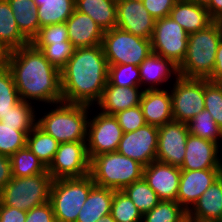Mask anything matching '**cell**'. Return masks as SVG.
<instances>
[{"mask_svg": "<svg viewBox=\"0 0 222 222\" xmlns=\"http://www.w3.org/2000/svg\"><path fill=\"white\" fill-rule=\"evenodd\" d=\"M12 178L11 159L8 156L0 155V191Z\"/></svg>", "mask_w": 222, "mask_h": 222, "instance_id": "obj_47", "label": "cell"}, {"mask_svg": "<svg viewBox=\"0 0 222 222\" xmlns=\"http://www.w3.org/2000/svg\"><path fill=\"white\" fill-rule=\"evenodd\" d=\"M10 159L12 177H31L48 173L46 166L27 146L16 151Z\"/></svg>", "mask_w": 222, "mask_h": 222, "instance_id": "obj_31", "label": "cell"}, {"mask_svg": "<svg viewBox=\"0 0 222 222\" xmlns=\"http://www.w3.org/2000/svg\"><path fill=\"white\" fill-rule=\"evenodd\" d=\"M26 146L48 168L58 150L59 142L36 125L27 135Z\"/></svg>", "mask_w": 222, "mask_h": 222, "instance_id": "obj_30", "label": "cell"}, {"mask_svg": "<svg viewBox=\"0 0 222 222\" xmlns=\"http://www.w3.org/2000/svg\"><path fill=\"white\" fill-rule=\"evenodd\" d=\"M7 56H8V52L0 44V66H3L6 64Z\"/></svg>", "mask_w": 222, "mask_h": 222, "instance_id": "obj_50", "label": "cell"}, {"mask_svg": "<svg viewBox=\"0 0 222 222\" xmlns=\"http://www.w3.org/2000/svg\"><path fill=\"white\" fill-rule=\"evenodd\" d=\"M108 82L119 87L141 86L139 67L133 64L108 65Z\"/></svg>", "mask_w": 222, "mask_h": 222, "instance_id": "obj_39", "label": "cell"}, {"mask_svg": "<svg viewBox=\"0 0 222 222\" xmlns=\"http://www.w3.org/2000/svg\"><path fill=\"white\" fill-rule=\"evenodd\" d=\"M138 67L144 90L164 89L161 86L179 77L178 66L173 61L153 52Z\"/></svg>", "mask_w": 222, "mask_h": 222, "instance_id": "obj_19", "label": "cell"}, {"mask_svg": "<svg viewBox=\"0 0 222 222\" xmlns=\"http://www.w3.org/2000/svg\"><path fill=\"white\" fill-rule=\"evenodd\" d=\"M204 100L207 110L216 124L222 129V83L204 79Z\"/></svg>", "mask_w": 222, "mask_h": 222, "instance_id": "obj_40", "label": "cell"}, {"mask_svg": "<svg viewBox=\"0 0 222 222\" xmlns=\"http://www.w3.org/2000/svg\"><path fill=\"white\" fill-rule=\"evenodd\" d=\"M190 1L196 3L200 6H203V7H207L211 2V0H190Z\"/></svg>", "mask_w": 222, "mask_h": 222, "instance_id": "obj_52", "label": "cell"}, {"mask_svg": "<svg viewBox=\"0 0 222 222\" xmlns=\"http://www.w3.org/2000/svg\"><path fill=\"white\" fill-rule=\"evenodd\" d=\"M144 166L118 151L103 153L90 159V173L95 185L115 191L143 178Z\"/></svg>", "mask_w": 222, "mask_h": 222, "instance_id": "obj_5", "label": "cell"}, {"mask_svg": "<svg viewBox=\"0 0 222 222\" xmlns=\"http://www.w3.org/2000/svg\"><path fill=\"white\" fill-rule=\"evenodd\" d=\"M182 222H191V219L187 216Z\"/></svg>", "mask_w": 222, "mask_h": 222, "instance_id": "obj_55", "label": "cell"}, {"mask_svg": "<svg viewBox=\"0 0 222 222\" xmlns=\"http://www.w3.org/2000/svg\"><path fill=\"white\" fill-rule=\"evenodd\" d=\"M21 34L31 43L40 30L34 0H8Z\"/></svg>", "mask_w": 222, "mask_h": 222, "instance_id": "obj_27", "label": "cell"}, {"mask_svg": "<svg viewBox=\"0 0 222 222\" xmlns=\"http://www.w3.org/2000/svg\"><path fill=\"white\" fill-rule=\"evenodd\" d=\"M30 43L20 32L8 0H0V44L7 52Z\"/></svg>", "mask_w": 222, "mask_h": 222, "instance_id": "obj_28", "label": "cell"}, {"mask_svg": "<svg viewBox=\"0 0 222 222\" xmlns=\"http://www.w3.org/2000/svg\"><path fill=\"white\" fill-rule=\"evenodd\" d=\"M206 8L214 21L222 17V0H211Z\"/></svg>", "mask_w": 222, "mask_h": 222, "instance_id": "obj_49", "label": "cell"}, {"mask_svg": "<svg viewBox=\"0 0 222 222\" xmlns=\"http://www.w3.org/2000/svg\"><path fill=\"white\" fill-rule=\"evenodd\" d=\"M221 40V30L216 21L203 30L189 34L186 56L178 66L179 76L207 79L215 67V55Z\"/></svg>", "mask_w": 222, "mask_h": 222, "instance_id": "obj_4", "label": "cell"}, {"mask_svg": "<svg viewBox=\"0 0 222 222\" xmlns=\"http://www.w3.org/2000/svg\"><path fill=\"white\" fill-rule=\"evenodd\" d=\"M143 92L141 86L119 87L107 82L95 109L98 108L108 115H115L119 111L140 105Z\"/></svg>", "mask_w": 222, "mask_h": 222, "instance_id": "obj_22", "label": "cell"}, {"mask_svg": "<svg viewBox=\"0 0 222 222\" xmlns=\"http://www.w3.org/2000/svg\"><path fill=\"white\" fill-rule=\"evenodd\" d=\"M111 215L116 222H142V213L123 191H114Z\"/></svg>", "mask_w": 222, "mask_h": 222, "instance_id": "obj_37", "label": "cell"}, {"mask_svg": "<svg viewBox=\"0 0 222 222\" xmlns=\"http://www.w3.org/2000/svg\"><path fill=\"white\" fill-rule=\"evenodd\" d=\"M169 16L188 34L203 30L214 22L206 7L190 0H178Z\"/></svg>", "mask_w": 222, "mask_h": 222, "instance_id": "obj_23", "label": "cell"}, {"mask_svg": "<svg viewBox=\"0 0 222 222\" xmlns=\"http://www.w3.org/2000/svg\"><path fill=\"white\" fill-rule=\"evenodd\" d=\"M6 66L21 100L49 107L62 102L60 70L32 43L8 52Z\"/></svg>", "mask_w": 222, "mask_h": 222, "instance_id": "obj_1", "label": "cell"}, {"mask_svg": "<svg viewBox=\"0 0 222 222\" xmlns=\"http://www.w3.org/2000/svg\"><path fill=\"white\" fill-rule=\"evenodd\" d=\"M181 169L178 166L152 161L143 169V178L160 200H177Z\"/></svg>", "mask_w": 222, "mask_h": 222, "instance_id": "obj_18", "label": "cell"}, {"mask_svg": "<svg viewBox=\"0 0 222 222\" xmlns=\"http://www.w3.org/2000/svg\"><path fill=\"white\" fill-rule=\"evenodd\" d=\"M102 45L74 49L60 70L62 102L95 106L108 82Z\"/></svg>", "mask_w": 222, "mask_h": 222, "instance_id": "obj_2", "label": "cell"}, {"mask_svg": "<svg viewBox=\"0 0 222 222\" xmlns=\"http://www.w3.org/2000/svg\"><path fill=\"white\" fill-rule=\"evenodd\" d=\"M222 174V169L181 170L177 202L188 212Z\"/></svg>", "mask_w": 222, "mask_h": 222, "instance_id": "obj_17", "label": "cell"}, {"mask_svg": "<svg viewBox=\"0 0 222 222\" xmlns=\"http://www.w3.org/2000/svg\"><path fill=\"white\" fill-rule=\"evenodd\" d=\"M114 191L95 185L81 207L76 222H97L101 217L110 214Z\"/></svg>", "mask_w": 222, "mask_h": 222, "instance_id": "obj_25", "label": "cell"}, {"mask_svg": "<svg viewBox=\"0 0 222 222\" xmlns=\"http://www.w3.org/2000/svg\"><path fill=\"white\" fill-rule=\"evenodd\" d=\"M178 0H143L142 3L149 14L155 19L168 17Z\"/></svg>", "mask_w": 222, "mask_h": 222, "instance_id": "obj_44", "label": "cell"}, {"mask_svg": "<svg viewBox=\"0 0 222 222\" xmlns=\"http://www.w3.org/2000/svg\"><path fill=\"white\" fill-rule=\"evenodd\" d=\"M53 178L49 173L31 177H12L0 191V202L9 207L29 211L50 200Z\"/></svg>", "mask_w": 222, "mask_h": 222, "instance_id": "obj_7", "label": "cell"}, {"mask_svg": "<svg viewBox=\"0 0 222 222\" xmlns=\"http://www.w3.org/2000/svg\"><path fill=\"white\" fill-rule=\"evenodd\" d=\"M65 23L69 41L75 49L102 44L104 31L89 15L74 10Z\"/></svg>", "mask_w": 222, "mask_h": 222, "instance_id": "obj_20", "label": "cell"}, {"mask_svg": "<svg viewBox=\"0 0 222 222\" xmlns=\"http://www.w3.org/2000/svg\"><path fill=\"white\" fill-rule=\"evenodd\" d=\"M20 100L11 71L6 64L0 66V120L12 111Z\"/></svg>", "mask_w": 222, "mask_h": 222, "instance_id": "obj_36", "label": "cell"}, {"mask_svg": "<svg viewBox=\"0 0 222 222\" xmlns=\"http://www.w3.org/2000/svg\"><path fill=\"white\" fill-rule=\"evenodd\" d=\"M155 19L140 1H117V27L135 36L151 40Z\"/></svg>", "mask_w": 222, "mask_h": 222, "instance_id": "obj_16", "label": "cell"}, {"mask_svg": "<svg viewBox=\"0 0 222 222\" xmlns=\"http://www.w3.org/2000/svg\"><path fill=\"white\" fill-rule=\"evenodd\" d=\"M34 46L40 49L45 58L59 70L66 65L75 49L70 41Z\"/></svg>", "mask_w": 222, "mask_h": 222, "instance_id": "obj_41", "label": "cell"}, {"mask_svg": "<svg viewBox=\"0 0 222 222\" xmlns=\"http://www.w3.org/2000/svg\"><path fill=\"white\" fill-rule=\"evenodd\" d=\"M188 35L170 16L155 20L151 37L152 52L179 66L186 56Z\"/></svg>", "mask_w": 222, "mask_h": 222, "instance_id": "obj_10", "label": "cell"}, {"mask_svg": "<svg viewBox=\"0 0 222 222\" xmlns=\"http://www.w3.org/2000/svg\"><path fill=\"white\" fill-rule=\"evenodd\" d=\"M191 222H212V221H199V220L191 219Z\"/></svg>", "mask_w": 222, "mask_h": 222, "instance_id": "obj_54", "label": "cell"}, {"mask_svg": "<svg viewBox=\"0 0 222 222\" xmlns=\"http://www.w3.org/2000/svg\"><path fill=\"white\" fill-rule=\"evenodd\" d=\"M189 134L188 125L182 122L172 121L158 127L156 161L180 167Z\"/></svg>", "mask_w": 222, "mask_h": 222, "instance_id": "obj_14", "label": "cell"}, {"mask_svg": "<svg viewBox=\"0 0 222 222\" xmlns=\"http://www.w3.org/2000/svg\"><path fill=\"white\" fill-rule=\"evenodd\" d=\"M30 131H18L17 126L3 125L0 121V155L11 157L26 146Z\"/></svg>", "mask_w": 222, "mask_h": 222, "instance_id": "obj_38", "label": "cell"}, {"mask_svg": "<svg viewBox=\"0 0 222 222\" xmlns=\"http://www.w3.org/2000/svg\"><path fill=\"white\" fill-rule=\"evenodd\" d=\"M27 211L5 206L0 202V222H25Z\"/></svg>", "mask_w": 222, "mask_h": 222, "instance_id": "obj_46", "label": "cell"}, {"mask_svg": "<svg viewBox=\"0 0 222 222\" xmlns=\"http://www.w3.org/2000/svg\"><path fill=\"white\" fill-rule=\"evenodd\" d=\"M95 186L90 175L53 180L50 202L57 222H76L90 190Z\"/></svg>", "mask_w": 222, "mask_h": 222, "instance_id": "obj_6", "label": "cell"}, {"mask_svg": "<svg viewBox=\"0 0 222 222\" xmlns=\"http://www.w3.org/2000/svg\"><path fill=\"white\" fill-rule=\"evenodd\" d=\"M101 45L108 65L139 66L152 52L151 40L135 36L118 27L104 31Z\"/></svg>", "mask_w": 222, "mask_h": 222, "instance_id": "obj_8", "label": "cell"}, {"mask_svg": "<svg viewBox=\"0 0 222 222\" xmlns=\"http://www.w3.org/2000/svg\"><path fill=\"white\" fill-rule=\"evenodd\" d=\"M187 211L177 202L160 200L156 206L142 216V222H182Z\"/></svg>", "mask_w": 222, "mask_h": 222, "instance_id": "obj_33", "label": "cell"}, {"mask_svg": "<svg viewBox=\"0 0 222 222\" xmlns=\"http://www.w3.org/2000/svg\"><path fill=\"white\" fill-rule=\"evenodd\" d=\"M75 10L89 15L103 31L117 27L116 0H75Z\"/></svg>", "mask_w": 222, "mask_h": 222, "instance_id": "obj_26", "label": "cell"}, {"mask_svg": "<svg viewBox=\"0 0 222 222\" xmlns=\"http://www.w3.org/2000/svg\"><path fill=\"white\" fill-rule=\"evenodd\" d=\"M34 107V104L20 100L0 121L3 125L17 126L18 131H31L37 123Z\"/></svg>", "mask_w": 222, "mask_h": 222, "instance_id": "obj_32", "label": "cell"}, {"mask_svg": "<svg viewBox=\"0 0 222 222\" xmlns=\"http://www.w3.org/2000/svg\"><path fill=\"white\" fill-rule=\"evenodd\" d=\"M69 41L66 23L52 24L40 28L37 36L32 40L33 45H48Z\"/></svg>", "mask_w": 222, "mask_h": 222, "instance_id": "obj_42", "label": "cell"}, {"mask_svg": "<svg viewBox=\"0 0 222 222\" xmlns=\"http://www.w3.org/2000/svg\"><path fill=\"white\" fill-rule=\"evenodd\" d=\"M40 28L65 23L75 10V0H34Z\"/></svg>", "mask_w": 222, "mask_h": 222, "instance_id": "obj_29", "label": "cell"}, {"mask_svg": "<svg viewBox=\"0 0 222 222\" xmlns=\"http://www.w3.org/2000/svg\"><path fill=\"white\" fill-rule=\"evenodd\" d=\"M25 222H57L50 201L27 211Z\"/></svg>", "mask_w": 222, "mask_h": 222, "instance_id": "obj_45", "label": "cell"}, {"mask_svg": "<svg viewBox=\"0 0 222 222\" xmlns=\"http://www.w3.org/2000/svg\"><path fill=\"white\" fill-rule=\"evenodd\" d=\"M221 147L210 140L189 134L181 170L222 169ZM220 152V154H219Z\"/></svg>", "mask_w": 222, "mask_h": 222, "instance_id": "obj_15", "label": "cell"}, {"mask_svg": "<svg viewBox=\"0 0 222 222\" xmlns=\"http://www.w3.org/2000/svg\"><path fill=\"white\" fill-rule=\"evenodd\" d=\"M52 106L43 116L37 115L36 125L59 143L86 142L88 116L94 106L65 102Z\"/></svg>", "mask_w": 222, "mask_h": 222, "instance_id": "obj_3", "label": "cell"}, {"mask_svg": "<svg viewBox=\"0 0 222 222\" xmlns=\"http://www.w3.org/2000/svg\"><path fill=\"white\" fill-rule=\"evenodd\" d=\"M168 88L144 90L140 107L147 124L160 127L174 121L171 93Z\"/></svg>", "mask_w": 222, "mask_h": 222, "instance_id": "obj_21", "label": "cell"}, {"mask_svg": "<svg viewBox=\"0 0 222 222\" xmlns=\"http://www.w3.org/2000/svg\"><path fill=\"white\" fill-rule=\"evenodd\" d=\"M97 222H116L111 213L110 214H107L105 215L104 217H101Z\"/></svg>", "mask_w": 222, "mask_h": 222, "instance_id": "obj_51", "label": "cell"}, {"mask_svg": "<svg viewBox=\"0 0 222 222\" xmlns=\"http://www.w3.org/2000/svg\"><path fill=\"white\" fill-rule=\"evenodd\" d=\"M170 88L174 121L188 124L205 109L204 79L174 78Z\"/></svg>", "mask_w": 222, "mask_h": 222, "instance_id": "obj_9", "label": "cell"}, {"mask_svg": "<svg viewBox=\"0 0 222 222\" xmlns=\"http://www.w3.org/2000/svg\"><path fill=\"white\" fill-rule=\"evenodd\" d=\"M98 112H95L96 115L93 113V117L91 113L88 119L86 146L89 159L117 151L123 136V130L114 115L102 113L100 110Z\"/></svg>", "mask_w": 222, "mask_h": 222, "instance_id": "obj_11", "label": "cell"}, {"mask_svg": "<svg viewBox=\"0 0 222 222\" xmlns=\"http://www.w3.org/2000/svg\"><path fill=\"white\" fill-rule=\"evenodd\" d=\"M158 127L146 124L136 131L123 133L118 152L144 167L156 160Z\"/></svg>", "mask_w": 222, "mask_h": 222, "instance_id": "obj_13", "label": "cell"}, {"mask_svg": "<svg viewBox=\"0 0 222 222\" xmlns=\"http://www.w3.org/2000/svg\"><path fill=\"white\" fill-rule=\"evenodd\" d=\"M114 116L117 118L123 133L136 131L147 124L140 105L119 111Z\"/></svg>", "mask_w": 222, "mask_h": 222, "instance_id": "obj_43", "label": "cell"}, {"mask_svg": "<svg viewBox=\"0 0 222 222\" xmlns=\"http://www.w3.org/2000/svg\"><path fill=\"white\" fill-rule=\"evenodd\" d=\"M216 22L218 23L222 34V17H220Z\"/></svg>", "mask_w": 222, "mask_h": 222, "instance_id": "obj_53", "label": "cell"}, {"mask_svg": "<svg viewBox=\"0 0 222 222\" xmlns=\"http://www.w3.org/2000/svg\"><path fill=\"white\" fill-rule=\"evenodd\" d=\"M135 204L142 215L158 204L160 199L144 178L135 181L122 190Z\"/></svg>", "mask_w": 222, "mask_h": 222, "instance_id": "obj_34", "label": "cell"}, {"mask_svg": "<svg viewBox=\"0 0 222 222\" xmlns=\"http://www.w3.org/2000/svg\"><path fill=\"white\" fill-rule=\"evenodd\" d=\"M187 125L191 135L213 141L221 147L220 144L222 143L219 142H222V129L207 110L204 109L192 118Z\"/></svg>", "mask_w": 222, "mask_h": 222, "instance_id": "obj_35", "label": "cell"}, {"mask_svg": "<svg viewBox=\"0 0 222 222\" xmlns=\"http://www.w3.org/2000/svg\"><path fill=\"white\" fill-rule=\"evenodd\" d=\"M190 219L220 222L222 220V174L187 212Z\"/></svg>", "mask_w": 222, "mask_h": 222, "instance_id": "obj_24", "label": "cell"}, {"mask_svg": "<svg viewBox=\"0 0 222 222\" xmlns=\"http://www.w3.org/2000/svg\"><path fill=\"white\" fill-rule=\"evenodd\" d=\"M53 180L81 178L90 173L86 142L59 143L53 161L47 168Z\"/></svg>", "mask_w": 222, "mask_h": 222, "instance_id": "obj_12", "label": "cell"}, {"mask_svg": "<svg viewBox=\"0 0 222 222\" xmlns=\"http://www.w3.org/2000/svg\"><path fill=\"white\" fill-rule=\"evenodd\" d=\"M207 79L214 83H222V40L216 51L215 67Z\"/></svg>", "mask_w": 222, "mask_h": 222, "instance_id": "obj_48", "label": "cell"}, {"mask_svg": "<svg viewBox=\"0 0 222 222\" xmlns=\"http://www.w3.org/2000/svg\"><path fill=\"white\" fill-rule=\"evenodd\" d=\"M116 1H126V0H116ZM130 1H140V2H142L143 0H130Z\"/></svg>", "mask_w": 222, "mask_h": 222, "instance_id": "obj_56", "label": "cell"}]
</instances>
